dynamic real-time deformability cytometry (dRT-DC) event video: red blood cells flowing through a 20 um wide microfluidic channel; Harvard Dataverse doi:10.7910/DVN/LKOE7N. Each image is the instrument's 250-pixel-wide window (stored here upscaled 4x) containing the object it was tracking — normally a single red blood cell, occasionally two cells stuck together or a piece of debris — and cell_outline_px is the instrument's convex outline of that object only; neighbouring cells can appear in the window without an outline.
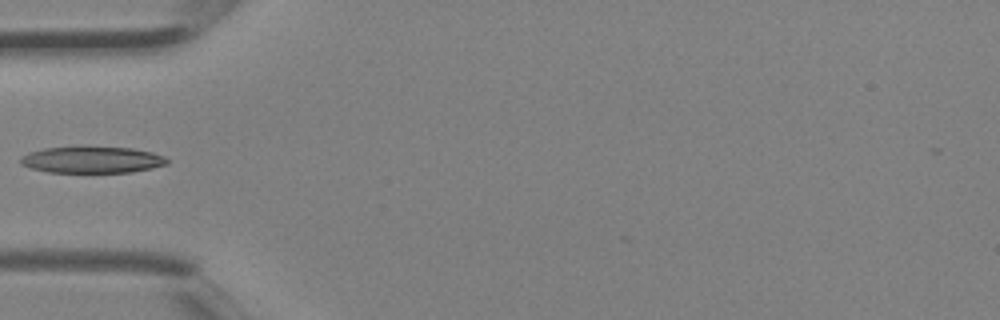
{"species": "Egyptian fruit bat (a non-hibernating species)", "species_latin": "Rousettus aegyptiacus", "temperature_condition": "room temperature", "stored_images_in_passage": 2, "camera_frame_rate_fps": 3000, "um_per_image_px": 0.085, "animal": {"sex": "female"}, "frame": {"image": 1, "passage_image": 2, "time_ms": 0.333, "image_size_px": [1000, 320], "cell_outline_px": [[168, 164], [152, 168], [132, 172], [48, 172], [32, 168], [20, 164], [20, 156], [28, 152], [44, 148], [80, 144], [88, 144], [132, 148], [152, 152], [164, 156], [168, 160]], "centroid_in_image_um": [7.8, 13.53], "position_along_channel_um": 77.2, "area_um2": 23.64}}